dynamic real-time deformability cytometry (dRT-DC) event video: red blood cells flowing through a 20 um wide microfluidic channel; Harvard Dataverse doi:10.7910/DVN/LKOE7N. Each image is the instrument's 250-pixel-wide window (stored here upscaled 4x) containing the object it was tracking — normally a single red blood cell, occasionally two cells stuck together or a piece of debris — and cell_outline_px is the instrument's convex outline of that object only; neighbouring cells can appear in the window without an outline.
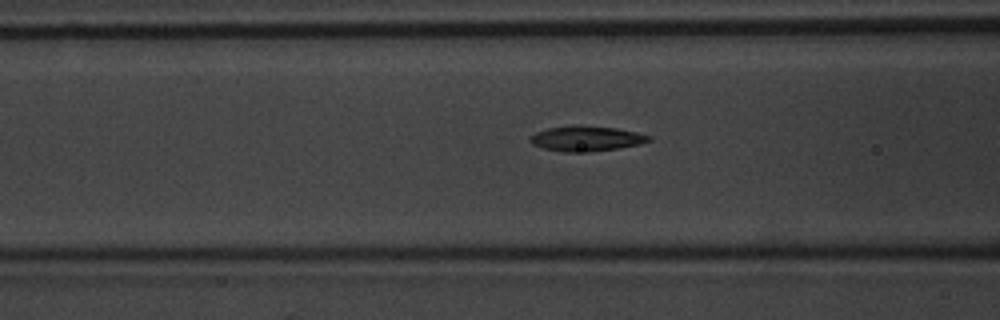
{"species": "common noctule bat (a hibernating species)", "species_latin": "Nyctalus noctula", "temperature_condition": "warm", "stored_images_in_passage": 53, "camera_frame_rate_fps": 3000, "um_per_image_px": 0.085, "animal": {"sex": "male", "body_mass_g": 20.1, "forearm_length_mm": 53.5}, "frame": {"image": 1, "passage_image": 20, "time_ms": 6.333, "image_size_px": [1000, 320], "cell_outline_px": [[652, 140], [640, 144], [616, 148], [588, 152], [564, 152], [544, 148], [532, 144], [528, 140], [536, 132], [548, 128], [576, 124], [616, 128], [636, 132], [652, 136]], "centroid_in_image_um": [49.84, 11.76], "position_along_channel_um": 116.8, "area_um2": 17.46}}
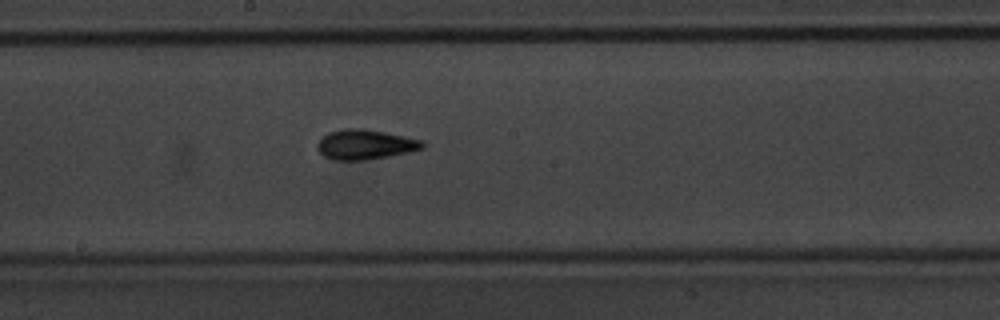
{"frame": {"image": 2, "passage_image": 28, "time_ms": 9.0, "image_size_px": [1000, 320], "cell_outline_px": [[424, 148], [408, 152], [368, 160], [332, 160], [324, 156], [316, 148], [316, 144], [328, 132], [344, 128], [364, 128], [404, 136], [420, 140], [424, 144]], "centroid_in_image_um": [31.0, 12.28], "position_along_channel_um": 217.2, "area_um2": 18.26}}
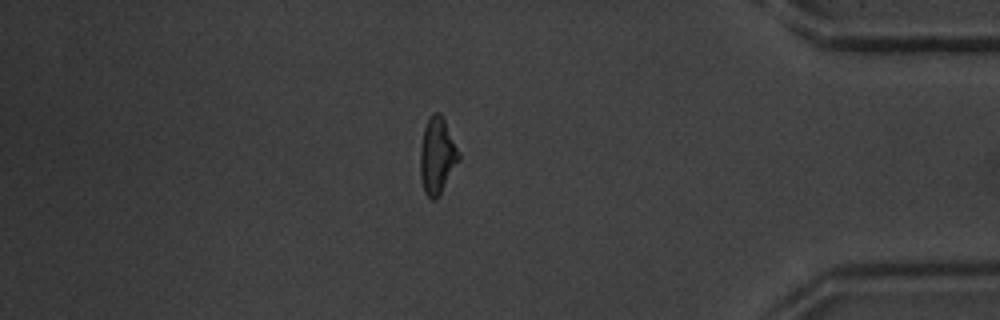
{"frame": {"image": 3, "passage_image": 45, "time_ms": 14.667, "image_size_px": [1000, 320], "cell_outline_px": [[460, 160], [436, 200], [432, 200], [424, 192], [420, 176], [420, 144], [424, 128], [428, 116], [432, 112], [440, 112], [460, 152]], "centroid_in_image_um": [37.15, 13.22], "position_along_channel_um": 398.1, "area_um2": 17.34}, "authors_computed_cell_mechanics": {"area_um2": 17.051, "velocity_mm_per_s": 3.7561, "shape_relaxation_time_tau1_ms": 4.1006, "shape_relaxation_time_tau2_ms": 3.0654, "deformation_change_tau1": 0.1494, "deformation_change_tau2": 0.112}}